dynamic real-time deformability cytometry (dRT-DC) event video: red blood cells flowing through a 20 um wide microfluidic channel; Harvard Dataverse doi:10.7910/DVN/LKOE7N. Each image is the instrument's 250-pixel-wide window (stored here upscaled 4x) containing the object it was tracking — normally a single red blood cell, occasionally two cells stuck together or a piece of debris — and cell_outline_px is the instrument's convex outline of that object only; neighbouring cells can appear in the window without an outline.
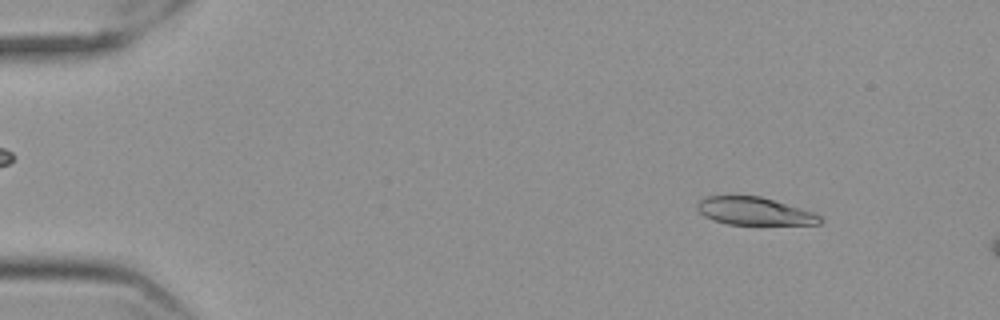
{"species": "Egyptian fruit bat (a non-hibernating species)", "species_latin": "Rousettus aegyptiacus", "temperature_condition": "cold", "stored_images_in_passage": 17, "camera_frame_rate_fps": 3000, "um_per_image_px": 0.085, "frame": {"image": 1, "passage_image": 6, "time_ms": 1.667, "image_size_px": [1000, 320], "cell_outline_px": [[824, 220], [820, 224], [728, 224], [704, 216], [696, 208], [696, 204], [704, 196], [760, 196], [812, 212], [820, 216]], "centroid_in_image_um": [64.09, 17.94], "position_along_channel_um": 20.9, "area_um2": 19.54}}